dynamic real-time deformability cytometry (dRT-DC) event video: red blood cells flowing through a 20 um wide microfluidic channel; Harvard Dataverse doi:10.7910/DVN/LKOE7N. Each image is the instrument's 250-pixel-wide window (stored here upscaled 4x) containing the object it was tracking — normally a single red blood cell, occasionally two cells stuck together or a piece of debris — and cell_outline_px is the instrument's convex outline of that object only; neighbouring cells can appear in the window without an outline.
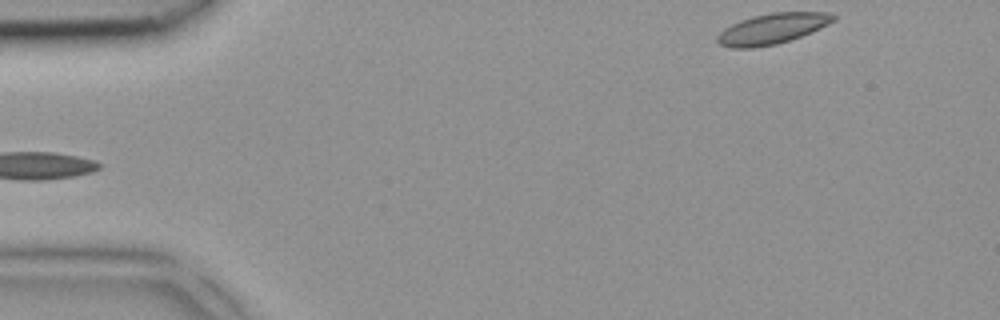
{"species": "common noctule bat (a hibernating species)", "species_latin": "Nyctalus noctula", "temperature_condition": "room temperature", "stored_images_in_passage": 4, "segment_of_instrument_passage": [2, 2], "camera_frame_rate_fps": 3000, "um_per_image_px": 0.085, "animal": {"sex": "female", "body_mass_g": 18.4}, "frame": {"image": 1, "passage_image": 4, "time_ms": 1.0, "image_size_px": [1000, 320], "cell_outline_px": [[836, 20], [820, 28], [800, 36], [776, 44], [752, 48], [732, 48], [720, 44], [716, 40], [716, 36], [724, 28], [732, 24], [752, 16], [772, 12], [828, 12], [836, 16]], "centroid_in_image_um": [65.63, 2.43], "position_along_channel_um": 19.4, "area_um2": 20.52}}